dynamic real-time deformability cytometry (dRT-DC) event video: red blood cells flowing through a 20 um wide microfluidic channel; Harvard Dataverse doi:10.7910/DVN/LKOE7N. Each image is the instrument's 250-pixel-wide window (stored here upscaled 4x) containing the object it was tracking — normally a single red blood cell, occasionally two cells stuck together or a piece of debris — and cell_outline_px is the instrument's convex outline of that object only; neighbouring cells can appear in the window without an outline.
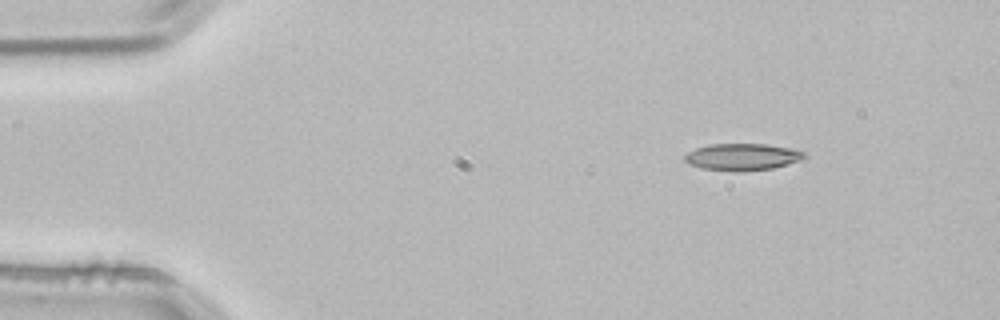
{"species": "common noctule bat (a hibernating species)", "species_latin": "Nyctalus noctula", "temperature_condition": "room temperature", "stored_images_in_passage": 2, "camera_frame_rate_fps": 3000, "um_per_image_px": 0.085, "animal": {"sex": "male", "body_mass_g": 21.5, "forearm_length_mm": 52.0}, "frame": {"image": 1, "passage_image": 1, "time_ms": 0.0, "image_size_px": [1000, 320], "cell_outline_px": [[804, 156], [800, 160], [788, 164], [772, 168], [700, 168], [688, 164], [684, 160], [684, 156], [688, 152], [696, 148], [712, 144], [764, 144], [792, 148], [804, 152]], "centroid_in_image_um": [63.08, 13.28], "position_along_channel_um": 21.9, "area_um2": 17.63}}